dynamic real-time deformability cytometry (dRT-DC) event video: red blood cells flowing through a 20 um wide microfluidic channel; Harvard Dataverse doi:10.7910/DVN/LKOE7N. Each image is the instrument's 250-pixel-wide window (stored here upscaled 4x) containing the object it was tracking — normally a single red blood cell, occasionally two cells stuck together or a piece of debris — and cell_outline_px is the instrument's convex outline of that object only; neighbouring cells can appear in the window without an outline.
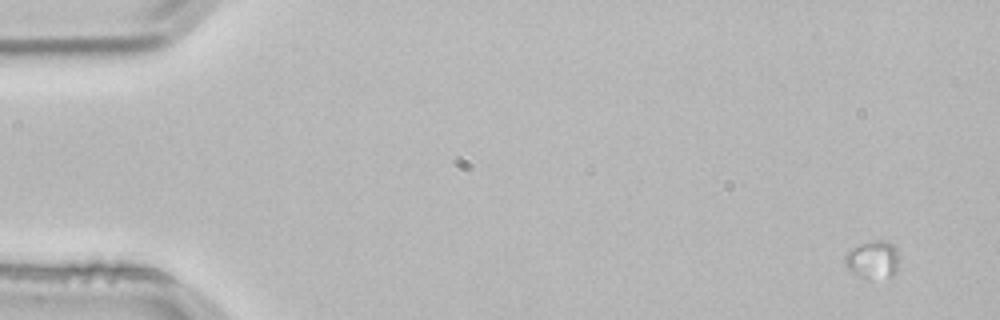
{"species": "common noctule bat (a hibernating species)", "species_latin": "Nyctalus noctula", "temperature_condition": "room temperature", "stored_images_in_passage": 3, "segment_of_instrument_passage": [2, 2], "camera_frame_rate_fps": 3000, "um_per_image_px": 0.085, "animal": {"sex": "male", "body_mass_g": 21.5, "forearm_length_mm": 52.0}, "frame": {"image": 1, "passage_image": 3, "time_ms": 0.667, "image_size_px": [1000, 320], "cell_outline_px": [[896, 272], [892, 276], [872, 280], [868, 280], [860, 276], [848, 268], [844, 264], [844, 256], [848, 252], [860, 244], [876, 240], [884, 240], [892, 244], [896, 248]], "centroid_in_image_um": [74.17, 22.09], "position_along_channel_um": 10.8, "area_um2": 11.73}}